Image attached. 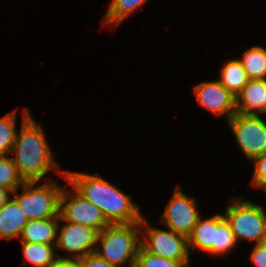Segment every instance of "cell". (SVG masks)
Returning <instances> with one entry per match:
<instances>
[{"instance_id":"1","label":"cell","mask_w":266,"mask_h":267,"mask_svg":"<svg viewBox=\"0 0 266 267\" xmlns=\"http://www.w3.org/2000/svg\"><path fill=\"white\" fill-rule=\"evenodd\" d=\"M80 194L97 206L109 224L140 222L139 207L131 197L100 176L66 172L60 173Z\"/></svg>"},{"instance_id":"2","label":"cell","mask_w":266,"mask_h":267,"mask_svg":"<svg viewBox=\"0 0 266 267\" xmlns=\"http://www.w3.org/2000/svg\"><path fill=\"white\" fill-rule=\"evenodd\" d=\"M23 110L21 131L16 134L11 150L16 156L11 159L24 181L38 182L50 169L59 166L52 157L42 127L33 120L28 109Z\"/></svg>"},{"instance_id":"3","label":"cell","mask_w":266,"mask_h":267,"mask_svg":"<svg viewBox=\"0 0 266 267\" xmlns=\"http://www.w3.org/2000/svg\"><path fill=\"white\" fill-rule=\"evenodd\" d=\"M140 222L129 224H109L98 234L95 252L110 264L120 267L129 261V267H134L141 240L142 230L138 229Z\"/></svg>"},{"instance_id":"4","label":"cell","mask_w":266,"mask_h":267,"mask_svg":"<svg viewBox=\"0 0 266 267\" xmlns=\"http://www.w3.org/2000/svg\"><path fill=\"white\" fill-rule=\"evenodd\" d=\"M51 181L36 188L33 187L37 181H25L22 185L23 194H17L18 189L13 192L14 199L28 221L59 216V200L63 188Z\"/></svg>"},{"instance_id":"5","label":"cell","mask_w":266,"mask_h":267,"mask_svg":"<svg viewBox=\"0 0 266 267\" xmlns=\"http://www.w3.org/2000/svg\"><path fill=\"white\" fill-rule=\"evenodd\" d=\"M224 217L236 240L242 238L256 244L266 241V212L260 206L238 199L226 208Z\"/></svg>"},{"instance_id":"6","label":"cell","mask_w":266,"mask_h":267,"mask_svg":"<svg viewBox=\"0 0 266 267\" xmlns=\"http://www.w3.org/2000/svg\"><path fill=\"white\" fill-rule=\"evenodd\" d=\"M140 227L146 231L141 233L145 238L141 240V246L149 253L180 262H189L188 238L169 231L149 227L144 217L140 221Z\"/></svg>"},{"instance_id":"7","label":"cell","mask_w":266,"mask_h":267,"mask_svg":"<svg viewBox=\"0 0 266 267\" xmlns=\"http://www.w3.org/2000/svg\"><path fill=\"white\" fill-rule=\"evenodd\" d=\"M228 123L250 161L266 152V122L259 115L235 113Z\"/></svg>"},{"instance_id":"8","label":"cell","mask_w":266,"mask_h":267,"mask_svg":"<svg viewBox=\"0 0 266 267\" xmlns=\"http://www.w3.org/2000/svg\"><path fill=\"white\" fill-rule=\"evenodd\" d=\"M73 190L75 193L72 194L64 188L62 189L59 200L60 220L86 225L100 233L109 225L103 213L74 187Z\"/></svg>"},{"instance_id":"9","label":"cell","mask_w":266,"mask_h":267,"mask_svg":"<svg viewBox=\"0 0 266 267\" xmlns=\"http://www.w3.org/2000/svg\"><path fill=\"white\" fill-rule=\"evenodd\" d=\"M197 206L195 198H188L177 187L165 208L163 222L173 232L188 238L200 218L199 211L196 210Z\"/></svg>"},{"instance_id":"10","label":"cell","mask_w":266,"mask_h":267,"mask_svg":"<svg viewBox=\"0 0 266 267\" xmlns=\"http://www.w3.org/2000/svg\"><path fill=\"white\" fill-rule=\"evenodd\" d=\"M99 232L86 225L67 222L61 227L57 237L56 249L61 248L77 260L87 254L95 252ZM96 244V246H95Z\"/></svg>"},{"instance_id":"11","label":"cell","mask_w":266,"mask_h":267,"mask_svg":"<svg viewBox=\"0 0 266 267\" xmlns=\"http://www.w3.org/2000/svg\"><path fill=\"white\" fill-rule=\"evenodd\" d=\"M196 99L216 115L226 114L228 120L236 113V97L218 80L202 82L194 87Z\"/></svg>"},{"instance_id":"12","label":"cell","mask_w":266,"mask_h":267,"mask_svg":"<svg viewBox=\"0 0 266 267\" xmlns=\"http://www.w3.org/2000/svg\"><path fill=\"white\" fill-rule=\"evenodd\" d=\"M260 112L266 113V79H251L236 95V113L259 115Z\"/></svg>"},{"instance_id":"13","label":"cell","mask_w":266,"mask_h":267,"mask_svg":"<svg viewBox=\"0 0 266 267\" xmlns=\"http://www.w3.org/2000/svg\"><path fill=\"white\" fill-rule=\"evenodd\" d=\"M60 217L35 219L26 223L21 232V242L56 245ZM56 240V241H54Z\"/></svg>"},{"instance_id":"14","label":"cell","mask_w":266,"mask_h":267,"mask_svg":"<svg viewBox=\"0 0 266 267\" xmlns=\"http://www.w3.org/2000/svg\"><path fill=\"white\" fill-rule=\"evenodd\" d=\"M27 222L28 219L22 213L16 200L9 199L0 208V239L20 237L22 229Z\"/></svg>"},{"instance_id":"15","label":"cell","mask_w":266,"mask_h":267,"mask_svg":"<svg viewBox=\"0 0 266 267\" xmlns=\"http://www.w3.org/2000/svg\"><path fill=\"white\" fill-rule=\"evenodd\" d=\"M217 237V215L208 219L199 218L191 235L188 237V247L199 248L214 255V244Z\"/></svg>"},{"instance_id":"16","label":"cell","mask_w":266,"mask_h":267,"mask_svg":"<svg viewBox=\"0 0 266 267\" xmlns=\"http://www.w3.org/2000/svg\"><path fill=\"white\" fill-rule=\"evenodd\" d=\"M21 243L23 247L24 262L31 263L33 267H55L59 259H69L68 257L65 258L55 254L54 247H56V245L32 242Z\"/></svg>"},{"instance_id":"17","label":"cell","mask_w":266,"mask_h":267,"mask_svg":"<svg viewBox=\"0 0 266 267\" xmlns=\"http://www.w3.org/2000/svg\"><path fill=\"white\" fill-rule=\"evenodd\" d=\"M221 80H218L235 97L250 80L239 59L229 60L221 70Z\"/></svg>"},{"instance_id":"18","label":"cell","mask_w":266,"mask_h":267,"mask_svg":"<svg viewBox=\"0 0 266 267\" xmlns=\"http://www.w3.org/2000/svg\"><path fill=\"white\" fill-rule=\"evenodd\" d=\"M249 79H266V49L254 46L243 53L239 59Z\"/></svg>"},{"instance_id":"19","label":"cell","mask_w":266,"mask_h":267,"mask_svg":"<svg viewBox=\"0 0 266 267\" xmlns=\"http://www.w3.org/2000/svg\"><path fill=\"white\" fill-rule=\"evenodd\" d=\"M147 0H112L110 7L104 17V23L111 26H118L129 14H132L138 7Z\"/></svg>"},{"instance_id":"20","label":"cell","mask_w":266,"mask_h":267,"mask_svg":"<svg viewBox=\"0 0 266 267\" xmlns=\"http://www.w3.org/2000/svg\"><path fill=\"white\" fill-rule=\"evenodd\" d=\"M236 237L224 215L217 214V237L214 244V255L230 252L236 244Z\"/></svg>"},{"instance_id":"21","label":"cell","mask_w":266,"mask_h":267,"mask_svg":"<svg viewBox=\"0 0 266 267\" xmlns=\"http://www.w3.org/2000/svg\"><path fill=\"white\" fill-rule=\"evenodd\" d=\"M25 181L19 175L11 158L0 156V186L12 193L23 185Z\"/></svg>"},{"instance_id":"22","label":"cell","mask_w":266,"mask_h":267,"mask_svg":"<svg viewBox=\"0 0 266 267\" xmlns=\"http://www.w3.org/2000/svg\"><path fill=\"white\" fill-rule=\"evenodd\" d=\"M15 119L16 111L0 118V156L11 153L17 134Z\"/></svg>"},{"instance_id":"23","label":"cell","mask_w":266,"mask_h":267,"mask_svg":"<svg viewBox=\"0 0 266 267\" xmlns=\"http://www.w3.org/2000/svg\"><path fill=\"white\" fill-rule=\"evenodd\" d=\"M189 262H180L153 255L139 247L134 267H188Z\"/></svg>"},{"instance_id":"24","label":"cell","mask_w":266,"mask_h":267,"mask_svg":"<svg viewBox=\"0 0 266 267\" xmlns=\"http://www.w3.org/2000/svg\"><path fill=\"white\" fill-rule=\"evenodd\" d=\"M251 162L255 163L252 185L266 190V152L254 158Z\"/></svg>"},{"instance_id":"25","label":"cell","mask_w":266,"mask_h":267,"mask_svg":"<svg viewBox=\"0 0 266 267\" xmlns=\"http://www.w3.org/2000/svg\"><path fill=\"white\" fill-rule=\"evenodd\" d=\"M81 267H117L101 258L96 252L77 259Z\"/></svg>"},{"instance_id":"26","label":"cell","mask_w":266,"mask_h":267,"mask_svg":"<svg viewBox=\"0 0 266 267\" xmlns=\"http://www.w3.org/2000/svg\"><path fill=\"white\" fill-rule=\"evenodd\" d=\"M251 260L257 267H266V241L260 242L254 246Z\"/></svg>"},{"instance_id":"27","label":"cell","mask_w":266,"mask_h":267,"mask_svg":"<svg viewBox=\"0 0 266 267\" xmlns=\"http://www.w3.org/2000/svg\"><path fill=\"white\" fill-rule=\"evenodd\" d=\"M55 267H81L78 260L59 259Z\"/></svg>"},{"instance_id":"28","label":"cell","mask_w":266,"mask_h":267,"mask_svg":"<svg viewBox=\"0 0 266 267\" xmlns=\"http://www.w3.org/2000/svg\"><path fill=\"white\" fill-rule=\"evenodd\" d=\"M10 193L12 192L0 186V208L4 206L10 199Z\"/></svg>"}]
</instances>
